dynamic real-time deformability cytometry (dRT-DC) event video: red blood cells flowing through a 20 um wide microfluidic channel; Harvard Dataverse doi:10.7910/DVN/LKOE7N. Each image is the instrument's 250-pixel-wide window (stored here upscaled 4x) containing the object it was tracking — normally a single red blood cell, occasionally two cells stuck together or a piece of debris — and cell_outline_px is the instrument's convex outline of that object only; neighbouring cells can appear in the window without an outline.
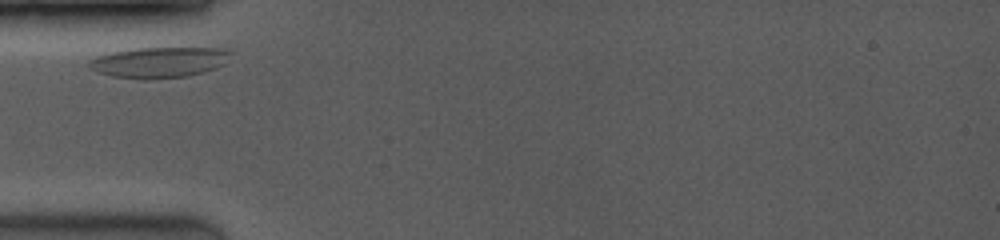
{"species": "common noctule bat (a hibernating species)", "species_latin": "Nyctalus noctula", "temperature_condition": "room temperature", "stored_images_in_passage": 2, "camera_frame_rate_fps": 3500, "um_per_image_px": 0.085, "animal": {"sex": "female", "body_mass_g": 19.0, "forearm_length_mm": 53.3}, "frame": {"image": 1, "passage_image": 1, "time_ms": 0.0, "image_size_px": [1000, 240], "cell_outline_px": [[232, 52], [224, 64], [216, 68], [204, 72], [184, 76], [112, 76], [96, 72], [88, 68], [84, 64], [88, 60], [96, 56], [112, 52], [132, 48], [224, 48]], "centroid_in_image_um": [13.49, 5.24], "position_along_channel_um": 71.5, "area_um2": 24.57}}